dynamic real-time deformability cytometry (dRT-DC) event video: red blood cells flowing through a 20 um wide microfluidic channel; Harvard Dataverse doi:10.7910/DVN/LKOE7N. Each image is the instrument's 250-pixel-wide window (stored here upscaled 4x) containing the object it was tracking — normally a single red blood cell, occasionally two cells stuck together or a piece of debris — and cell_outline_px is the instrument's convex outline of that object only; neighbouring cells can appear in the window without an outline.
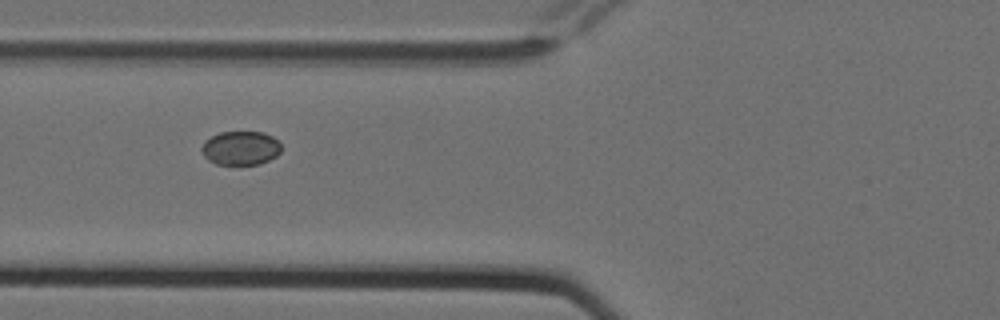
{"species": "Egyptian fruit bat (a non-hibernating species)", "species_latin": "Rousettus aegyptiacus", "temperature_condition": "cold", "stored_images_in_passage": 7, "camera_frame_rate_fps": 3000, "um_per_image_px": 0.085, "animal": {"sex": "female"}, "frame": {"image": 1, "passage_image": 7, "time_ms": 2.0, "image_size_px": [1000, 320], "cell_outline_px": [[280, 152], [276, 156], [260, 164], [216, 164], [208, 160], [204, 156], [200, 148], [204, 140], [220, 132], [264, 132], [272, 136], [280, 144]], "centroid_in_image_um": [20.42, 12.58], "position_along_channel_um": 105.4, "area_um2": 15.72}}